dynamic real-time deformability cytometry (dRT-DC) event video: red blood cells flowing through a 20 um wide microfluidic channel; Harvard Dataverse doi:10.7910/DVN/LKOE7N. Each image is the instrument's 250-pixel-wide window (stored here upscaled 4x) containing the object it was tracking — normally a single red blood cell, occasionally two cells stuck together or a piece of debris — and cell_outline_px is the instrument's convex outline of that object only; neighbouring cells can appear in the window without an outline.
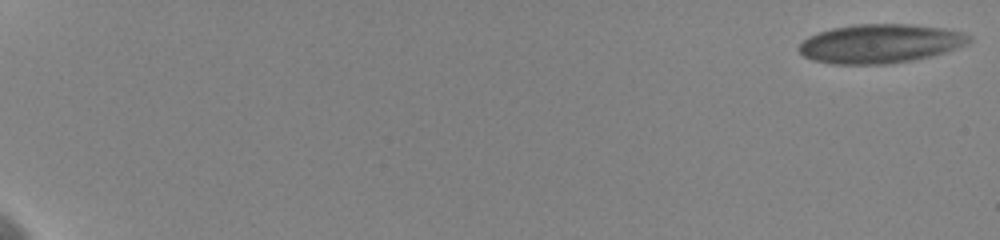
{"species": "human", "species_latin": "Homo sapiens", "temperature_condition": "cold", "stored_images_in_passage": 24, "camera_frame_rate_fps": 3000, "um_per_image_px": 0.085, "donor": {"sex": "female"}, "frame": {"image": 1, "passage_image": 1, "time_ms": 0.0, "image_size_px": [1000, 240], "cell_outline_px": [[972, 40], [968, 44], [932, 56], [912, 60], [888, 64], [832, 64], [812, 60], [804, 56], [796, 48], [808, 36], [832, 28], [856, 24], [908, 24], [944, 28], [960, 32], [972, 36]], "centroid_in_image_um": [74.81, 3.71], "position_along_channel_um": 10.2, "area_um2": 38.67}}
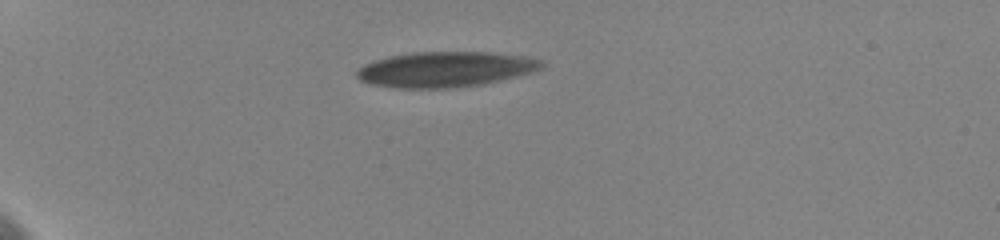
{"frame": {"image": 2, "passage_image": 17, "time_ms": 5.667, "image_size_px": [1000, 240], "cell_outline_px": [[544, 68], [532, 72], [484, 84], [456, 88], [396, 88], [368, 84], [360, 80], [356, 76], [356, 72], [364, 64], [376, 60], [392, 56], [412, 52], [488, 52], [524, 56], [540, 60], [544, 64]], "centroid_in_image_um": [37.85, 5.9], "position_along_channel_um": 47.2, "area_um2": 38.15}}